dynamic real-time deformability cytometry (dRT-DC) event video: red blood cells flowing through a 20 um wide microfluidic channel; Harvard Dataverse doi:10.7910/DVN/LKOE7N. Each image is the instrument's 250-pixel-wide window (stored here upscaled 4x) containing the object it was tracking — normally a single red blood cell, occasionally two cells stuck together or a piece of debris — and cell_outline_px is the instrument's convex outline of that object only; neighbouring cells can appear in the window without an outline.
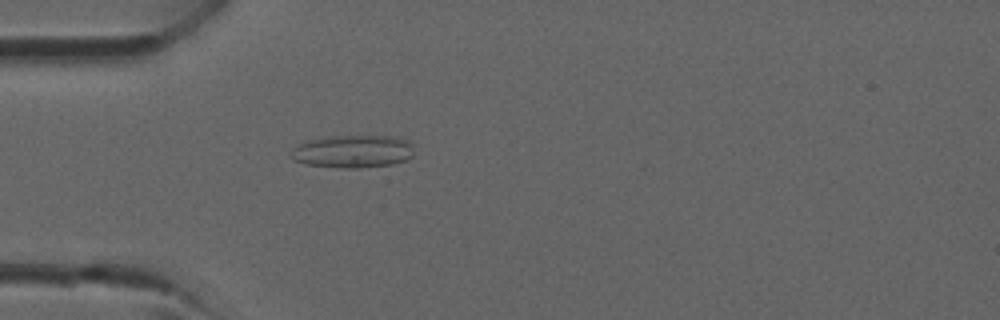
{"species": "common noctule bat (a hibernating species)", "species_latin": "Nyctalus noctula", "temperature_condition": "room temperature", "stored_images_in_passage": 32, "camera_frame_rate_fps": 3000, "um_per_image_px": 0.085, "animal": {"sex": "male", "forearm_length_mm": 52.5}, "frame": {"image": 1, "passage_image": 5, "time_ms": 1.333, "image_size_px": [1000, 320], "cell_outline_px": [[412, 156], [408, 160], [392, 164], [360, 168], [344, 168], [308, 164], [292, 160], [288, 156], [292, 148], [296, 144], [308, 140], [328, 136], [400, 136], [408, 140], [412, 144]], "centroid_in_image_um": [29.98, 12.86], "position_along_channel_um": 55.0, "area_um2": 23.87}}
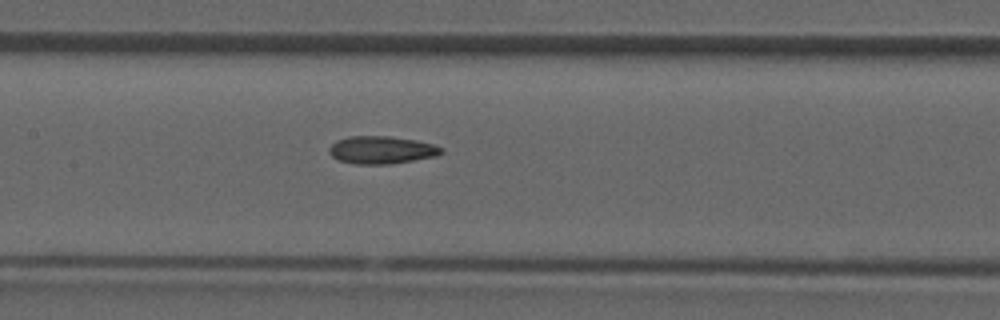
{"frame": {"image": 2, "passage_image": 12, "time_ms": 3.667, "image_size_px": [1000, 320], "cell_outline_px": [[444, 152], [436, 156], [388, 164], [356, 164], [340, 160], [332, 156], [328, 152], [328, 148], [336, 140], [348, 136], [388, 136], [416, 140], [432, 144], [444, 148]], "centroid_in_image_um": [32.42, 12.74], "position_along_channel_um": 175.0, "area_um2": 18.03}}
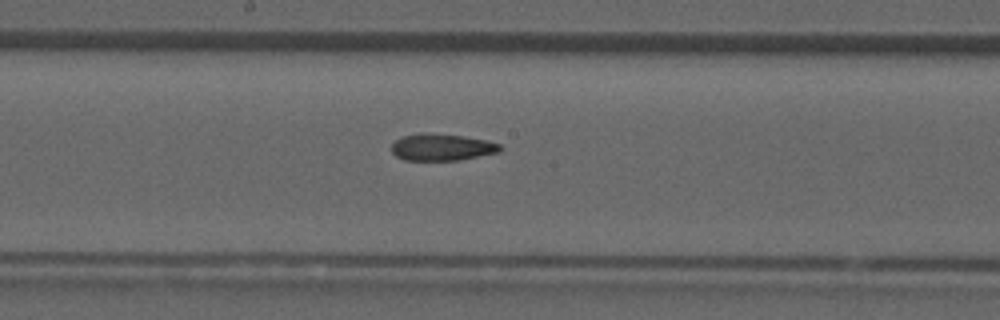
{"frame": {"image": 3, "passage_image": 14, "time_ms": 4.333, "image_size_px": [1000, 320], "cell_outline_px": [[504, 148], [500, 152], [460, 160], [404, 160], [396, 156], [392, 152], [392, 144], [396, 140], [404, 136], [420, 132], [424, 132], [464, 136], [488, 140], [500, 144]], "centroid_in_image_um": [37.59, 12.51], "position_along_channel_um": 210.6, "area_um2": 17.17}}